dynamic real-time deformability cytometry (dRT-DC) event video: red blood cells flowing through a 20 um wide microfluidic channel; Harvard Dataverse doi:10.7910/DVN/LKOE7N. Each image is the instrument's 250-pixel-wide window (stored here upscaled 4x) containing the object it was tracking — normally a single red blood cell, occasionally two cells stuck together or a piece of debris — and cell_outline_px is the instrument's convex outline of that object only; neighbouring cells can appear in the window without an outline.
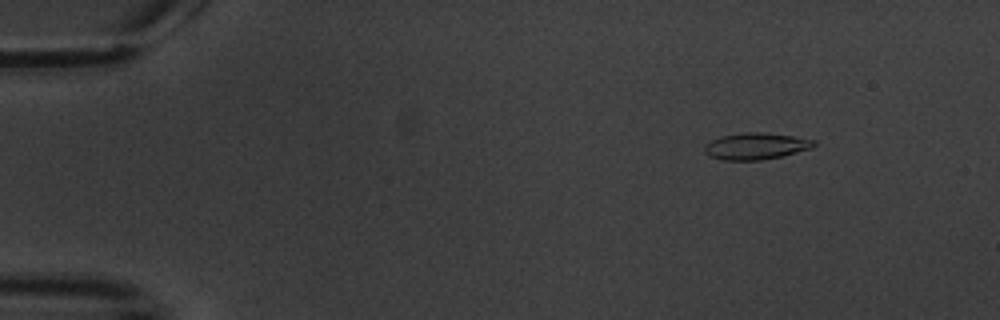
{"species": "common noctule bat (a hibernating species)", "species_latin": "Nyctalus noctula", "temperature_condition": "warm", "stored_images_in_passage": 5, "camera_frame_rate_fps": 3000, "um_per_image_px": 0.085, "animal": {"sex": "male", "body_mass_g": 20.1, "forearm_length_mm": 53.5}, "frame": {"image": 1, "passage_image": 2, "time_ms": 1.0, "image_size_px": [1000, 320], "cell_outline_px": [[816, 144], [812, 148], [780, 156], [760, 160], [724, 160], [708, 156], [704, 152], [704, 144], [720, 136], [748, 132], [760, 132], [792, 136], [816, 140]], "centroid_in_image_um": [64.22, 12.42], "position_along_channel_um": 20.8, "area_um2": 16.88}}
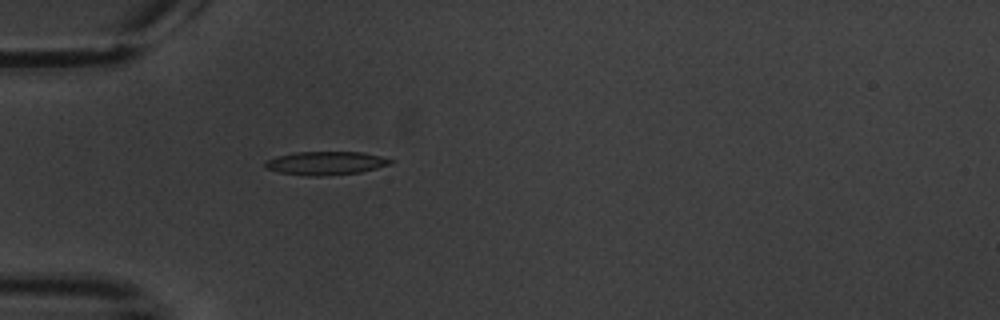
{"frame": {"image": 2, "passage_image": 5, "time_ms": 4.667, "image_size_px": [1000, 320], "cell_outline_px": [[396, 160], [392, 164], [360, 172], [320, 176], [308, 176], [276, 172], [264, 168], [264, 160], [276, 156], [292, 152], [360, 152], [380, 156]], "centroid_in_image_um": [27.64, 13.86], "position_along_channel_um": 57.4, "area_um2": 17.34}}